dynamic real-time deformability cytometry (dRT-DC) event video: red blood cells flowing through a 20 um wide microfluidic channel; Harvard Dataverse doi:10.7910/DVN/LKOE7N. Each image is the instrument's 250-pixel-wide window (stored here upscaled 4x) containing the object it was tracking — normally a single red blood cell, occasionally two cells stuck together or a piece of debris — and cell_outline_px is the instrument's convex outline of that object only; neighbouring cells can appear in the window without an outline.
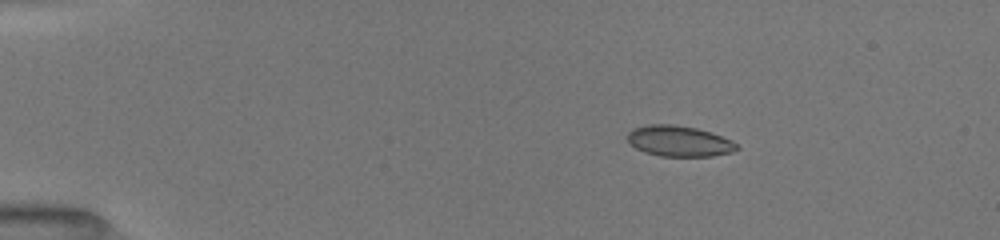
{"species": "common noctule bat (a hibernating species)", "species_latin": "Nyctalus noctula", "temperature_condition": "room temperature", "stored_images_in_passage": 3, "camera_frame_rate_fps": 3000, "um_per_image_px": 0.085, "animal": {"sex": "female", "body_mass_g": 19.5, "forearm_length_mm": 54.1}, "frame": {"image": 1, "passage_image": 1, "time_ms": 0.0, "image_size_px": [1000, 240], "cell_outline_px": [[740, 148], [732, 152], [712, 156], [660, 156], [644, 152], [636, 148], [628, 140], [628, 132], [632, 128], [648, 124], [672, 124], [696, 128], [712, 132], [732, 140]], "centroid_in_image_um": [57.73, 11.99], "position_along_channel_um": 27.3, "area_um2": 19.65}}